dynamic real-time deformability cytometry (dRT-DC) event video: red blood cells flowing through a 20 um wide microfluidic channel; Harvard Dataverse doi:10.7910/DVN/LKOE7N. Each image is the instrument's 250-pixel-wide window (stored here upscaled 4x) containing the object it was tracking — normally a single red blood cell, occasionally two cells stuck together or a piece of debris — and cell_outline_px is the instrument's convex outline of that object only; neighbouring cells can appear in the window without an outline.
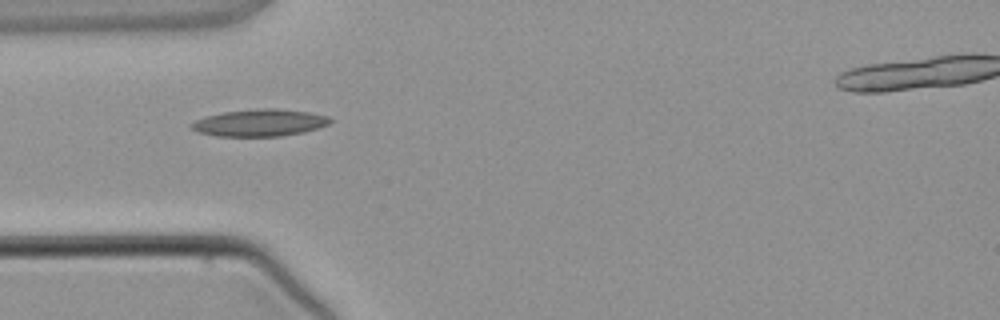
{"species": "common noctule bat (a hibernating species)", "species_latin": "Nyctalus noctula", "temperature_condition": "warm", "stored_images_in_passage": 4, "camera_frame_rate_fps": 3000, "um_per_image_px": 0.085, "animal": {"sex": "male", "body_mass_g": 21.5, "forearm_length_mm": 52.0}, "frame": {"image": 1, "passage_image": 3, "time_ms": 2.667, "image_size_px": [1000, 320], "cell_outline_px": [[332, 120], [328, 124], [304, 132], [280, 136], [216, 136], [196, 132], [192, 128], [192, 124], [196, 120], [204, 116], [224, 112], [256, 108], [276, 108], [308, 112], [328, 116]], "centroid_in_image_um": [22.06, 10.43], "position_along_channel_um": 62.9, "area_um2": 21.79}}
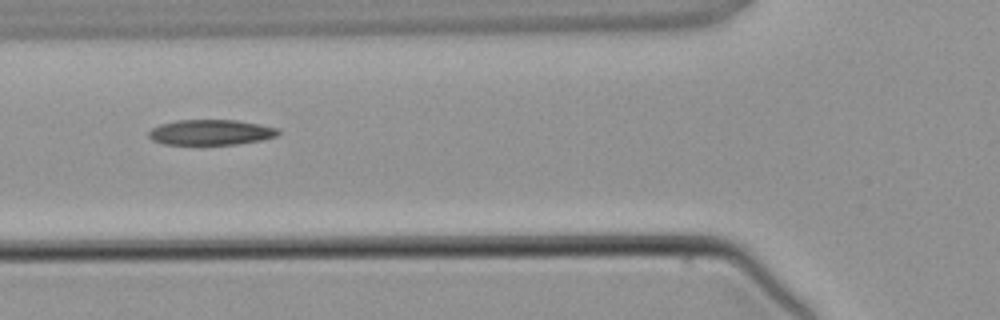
{"frame": {"image": 2, "passage_image": 4, "time_ms": 3.667, "image_size_px": [1000, 320], "cell_outline_px": [[280, 132], [276, 136], [260, 140], [236, 144], [164, 144], [152, 140], [148, 136], [148, 132], [152, 128], [160, 124], [176, 120], [236, 120], [260, 124], [280, 128]], "centroid_in_image_um": [17.92, 11.24], "position_along_channel_um": 107.9, "area_um2": 19.13}}